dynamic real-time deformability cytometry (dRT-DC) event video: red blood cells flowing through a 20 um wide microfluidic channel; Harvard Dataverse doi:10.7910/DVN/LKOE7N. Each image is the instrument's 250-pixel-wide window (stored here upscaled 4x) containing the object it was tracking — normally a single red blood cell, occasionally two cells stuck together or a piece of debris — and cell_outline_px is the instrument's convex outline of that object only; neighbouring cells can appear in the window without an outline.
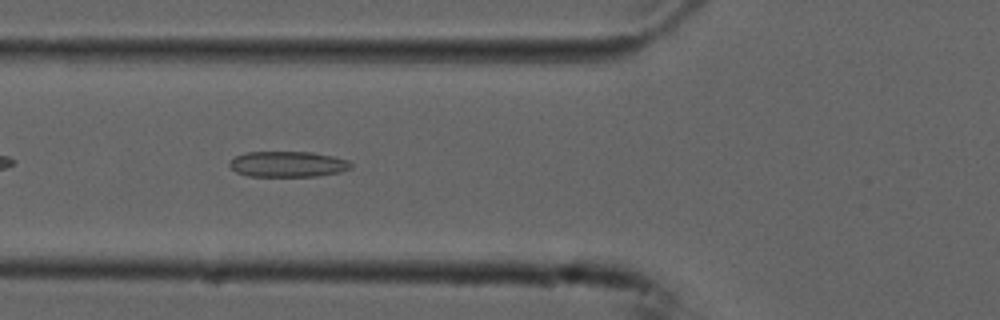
{"species": "common noctule bat (a hibernating species)", "species_latin": "Nyctalus noctula", "temperature_condition": "cold", "stored_images_in_passage": 40, "camera_frame_rate_fps": 3000, "um_per_image_px": 0.085, "animal": {"sex": "male", "forearm_length_mm": 52.5}, "frame": {"image": 1, "passage_image": 6, "time_ms": 1.667, "image_size_px": [1000, 320], "cell_outline_px": [[352, 168], [340, 172], [316, 176], [248, 176], [236, 172], [228, 164], [228, 160], [236, 156], [248, 152], [312, 152], [332, 156], [348, 160], [352, 164]], "centroid_in_image_um": [24.45, 13.95], "position_along_channel_um": 101.3, "area_um2": 18.21}}
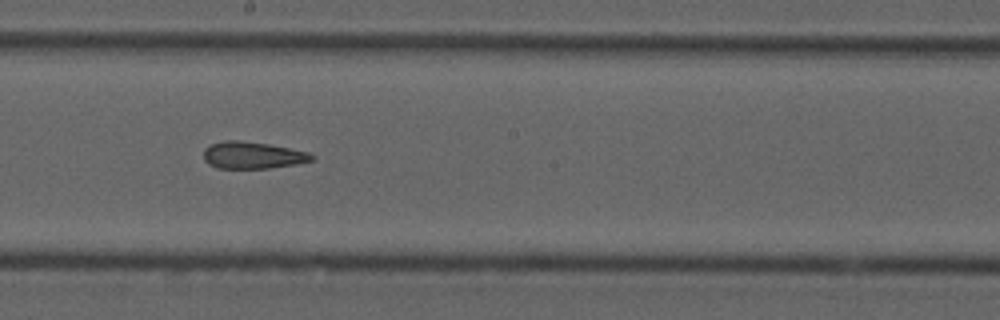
{"frame": {"image": 2, "passage_image": 16, "time_ms": 5.0, "image_size_px": [1000, 320], "cell_outline_px": [[316, 156], [312, 160], [296, 164], [268, 168], [216, 168], [208, 164], [204, 160], [204, 148], [208, 144], [224, 140], [240, 140], [268, 144], [308, 152]], "centroid_in_image_um": [21.42, 13.19], "position_along_channel_um": 226.8, "area_um2": 17.05}}
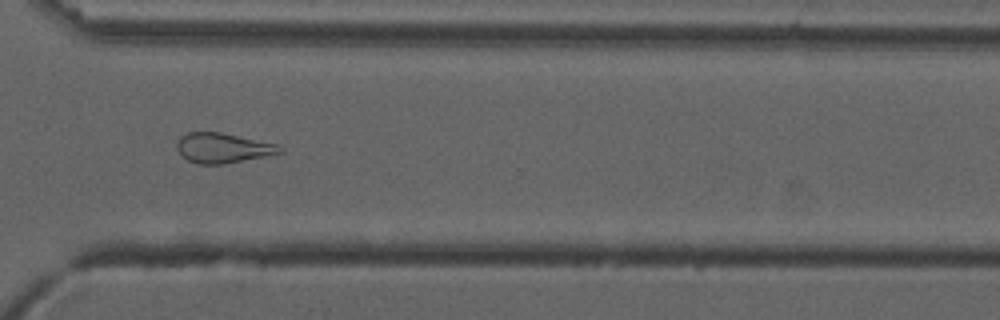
{"frame": {"image": 3, "passage_image": 26, "time_ms": 8.333, "image_size_px": [1000, 320], "cell_outline_px": [[284, 152], [224, 164], [196, 164], [188, 160], [176, 148], [176, 144], [180, 136], [188, 132], [220, 132], [280, 144], [284, 148]], "centroid_in_image_um": [18.97, 12.57], "position_along_channel_um": 351.6, "area_um2": 18.03}, "authors_computed_cell_mechanics": {"area_um2": 18.2937, "velocity_mm_per_s": 3.7531, "shape_relaxation_time_tau1_ms": null, "shape_relaxation_time_tau2_ms": 4.7996, "deformation_change_tau1": null, "deformation_change_tau2": 0.1503}}